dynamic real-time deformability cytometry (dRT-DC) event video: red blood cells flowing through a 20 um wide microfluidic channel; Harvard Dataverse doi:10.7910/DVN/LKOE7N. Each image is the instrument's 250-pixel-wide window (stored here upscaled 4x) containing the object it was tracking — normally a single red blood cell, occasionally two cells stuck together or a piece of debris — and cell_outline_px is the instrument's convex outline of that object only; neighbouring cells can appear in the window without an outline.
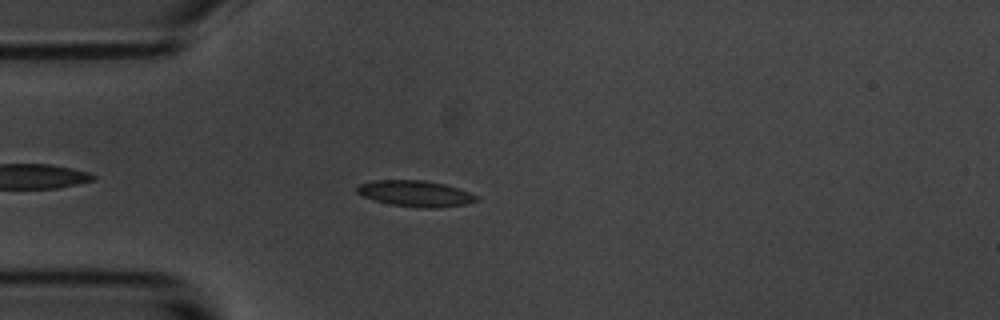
{"species": "common noctule bat (a hibernating species)", "species_latin": "Nyctalus noctula", "temperature_condition": "room temperature", "stored_images_in_passage": 40, "camera_frame_rate_fps": 3000, "um_per_image_px": 0.085, "animal": {"sex": "male", "body_mass_g": 20.1, "forearm_length_mm": 53.5}, "frame": {"image": 1, "passage_image": 6, "time_ms": 1.667, "image_size_px": [1000, 320], "cell_outline_px": [[480, 200], [468, 204], [440, 208], [424, 208], [388, 204], [364, 196], [356, 192], [356, 184], [376, 180], [424, 180], [444, 184], [480, 196]], "centroid_in_image_um": [35.34, 16.46], "position_along_channel_um": 49.7, "area_um2": 18.26}}
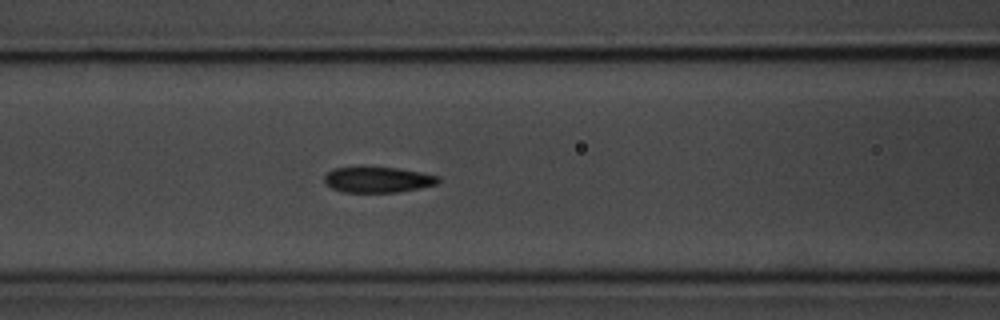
{"frame": {"image": 2, "passage_image": 14, "time_ms": 4.333, "image_size_px": [1000, 320], "cell_outline_px": [[440, 180], [436, 184], [420, 188], [396, 192], [344, 192], [332, 188], [324, 180], [324, 176], [332, 168], [396, 168], [420, 172], [440, 176]], "centroid_in_image_um": [32.13, 15.28], "position_along_channel_um": 134.5, "area_um2": 16.7}}
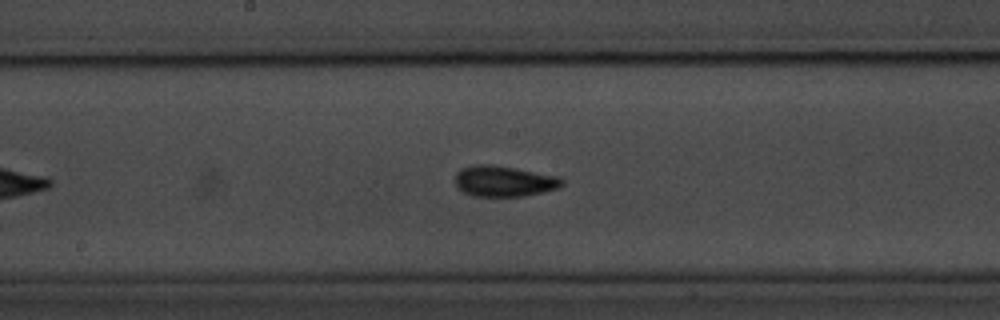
{"frame": {"image": 3, "passage_image": 20, "time_ms": 6.333, "image_size_px": [1000, 320], "cell_outline_px": [[564, 184], [560, 188], [524, 196], [472, 196], [456, 188], [456, 172], [460, 168], [476, 164], [488, 164], [516, 168], [560, 176], [564, 180]], "centroid_in_image_um": [42.86, 15.39], "position_along_channel_um": 205.3, "area_um2": 19.42}, "authors_computed_cell_mechanics": {"area_um2": 17.629, "velocity_mm_per_s": 3.5377, "shape_relaxation_time_tau1_ms": 3.7152, "shape_relaxation_time_tau2_ms": 2.4358, "deformation_change_tau1": 0.1257, "deformation_change_tau2": 0.0434}}